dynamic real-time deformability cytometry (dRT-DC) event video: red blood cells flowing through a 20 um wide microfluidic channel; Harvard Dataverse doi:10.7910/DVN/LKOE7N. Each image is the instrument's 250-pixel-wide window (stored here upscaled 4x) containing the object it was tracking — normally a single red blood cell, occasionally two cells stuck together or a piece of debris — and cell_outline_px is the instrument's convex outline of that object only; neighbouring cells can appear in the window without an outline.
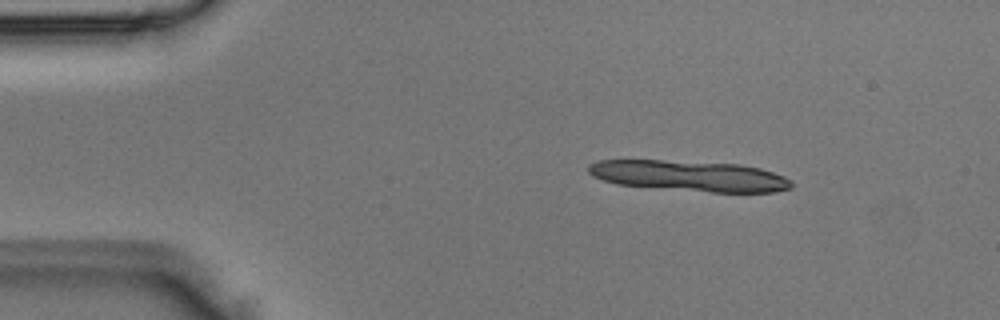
{"species": "Egyptian fruit bat (a non-hibernating species)", "species_latin": "Rousettus aegyptiacus", "temperature_condition": "room temperature", "stored_images_in_passage": 3, "camera_frame_rate_fps": 3000, "um_per_image_px": 0.085, "animal": {"sex": "male"}, "frame": {"image": 1, "passage_image": 2, "time_ms": 0.333, "image_size_px": [1000, 320], "cell_outline_px": [[792, 188], [772, 192], [712, 192], [616, 184], [592, 176], [588, 172], [588, 164], [596, 160], [664, 160], [740, 164], [760, 168], [784, 176], [792, 184]], "centroid_in_image_um": [58.57, 14.94], "position_along_channel_um": 26.4, "area_um2": 36.18}}